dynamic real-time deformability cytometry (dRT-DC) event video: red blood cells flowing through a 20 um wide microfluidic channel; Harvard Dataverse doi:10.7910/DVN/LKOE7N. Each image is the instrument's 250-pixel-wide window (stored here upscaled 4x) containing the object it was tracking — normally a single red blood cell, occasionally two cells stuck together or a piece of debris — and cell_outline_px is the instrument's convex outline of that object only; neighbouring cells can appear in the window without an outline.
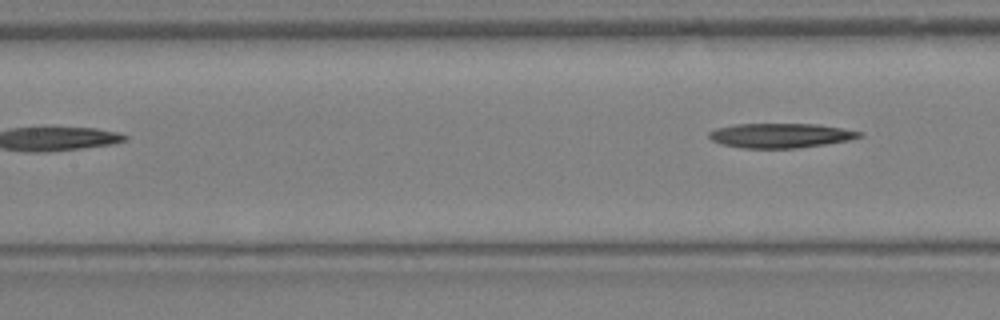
{"species": "Egyptian fruit bat (a non-hibernating species)", "species_latin": "Rousettus aegyptiacus", "temperature_condition": "warm", "stored_images_in_passage": 10, "segment_of_instrument_passage": [2, 2], "camera_frame_rate_fps": 3000, "um_per_image_px": 0.085, "animal": {"sex": "female"}, "frame": {"image": 1, "passage_image": 10, "time_ms": 3.0, "image_size_px": [1000, 320], "cell_outline_px": [[864, 136], [848, 140], [824, 144], [796, 148], [744, 148], [720, 144], [712, 140], [708, 136], [708, 132], [716, 128], [736, 124], [816, 124], [864, 132]], "centroid_in_image_um": [66.33, 11.52], "position_along_channel_um": 141.1, "area_um2": 21.44}}